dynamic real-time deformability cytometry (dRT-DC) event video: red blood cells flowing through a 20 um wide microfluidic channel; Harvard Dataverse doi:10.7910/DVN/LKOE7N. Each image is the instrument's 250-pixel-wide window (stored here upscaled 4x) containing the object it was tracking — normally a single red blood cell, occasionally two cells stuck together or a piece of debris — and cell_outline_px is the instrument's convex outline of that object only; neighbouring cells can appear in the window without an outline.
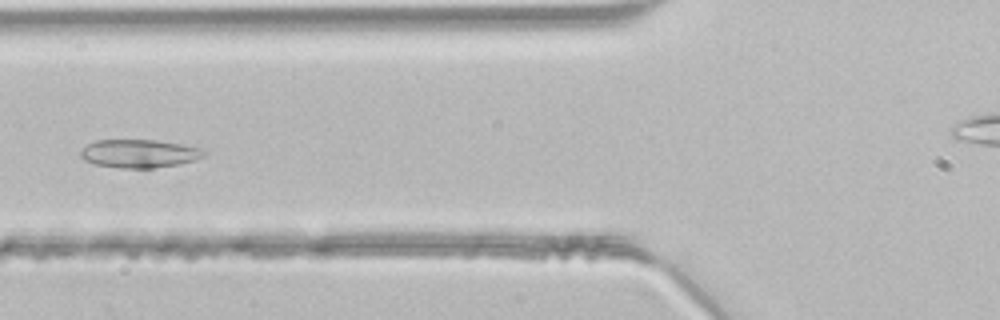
{"species": "common noctule bat (a hibernating species)", "species_latin": "Nyctalus noctula", "temperature_condition": "room temperature", "stored_images_in_passage": 41, "camera_frame_rate_fps": 3000, "um_per_image_px": 0.085, "animal": {"sex": "male", "body_mass_g": 21.5, "forearm_length_mm": 52.0}, "frame": {"image": 1, "passage_image": 7, "time_ms": 2.0, "image_size_px": [1000, 320], "cell_outline_px": [[208, 152], [204, 156], [196, 160], [180, 164], [152, 168], [120, 168], [96, 164], [84, 160], [80, 156], [80, 148], [96, 140], [156, 140], [180, 144], [200, 148]], "centroid_in_image_um": [11.83, 13.05], "position_along_channel_um": 114.0, "area_um2": 20.4}}
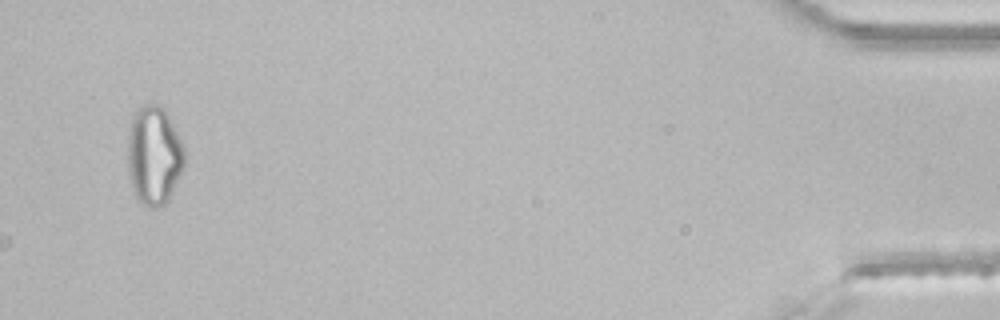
{"frame": {"image": 2, "passage_image": 41, "time_ms": 13.333, "image_size_px": [1000, 320], "cell_outline_px": [[184, 164], [168, 200], [164, 204], [156, 208], [152, 208], [140, 204], [132, 188], [128, 168], [128, 128], [132, 116], [136, 108], [140, 104], [156, 104], [164, 108], [184, 144]], "centroid_in_image_um": [13.07, 13.18], "position_along_channel_um": 422.1, "area_um2": 32.95}}